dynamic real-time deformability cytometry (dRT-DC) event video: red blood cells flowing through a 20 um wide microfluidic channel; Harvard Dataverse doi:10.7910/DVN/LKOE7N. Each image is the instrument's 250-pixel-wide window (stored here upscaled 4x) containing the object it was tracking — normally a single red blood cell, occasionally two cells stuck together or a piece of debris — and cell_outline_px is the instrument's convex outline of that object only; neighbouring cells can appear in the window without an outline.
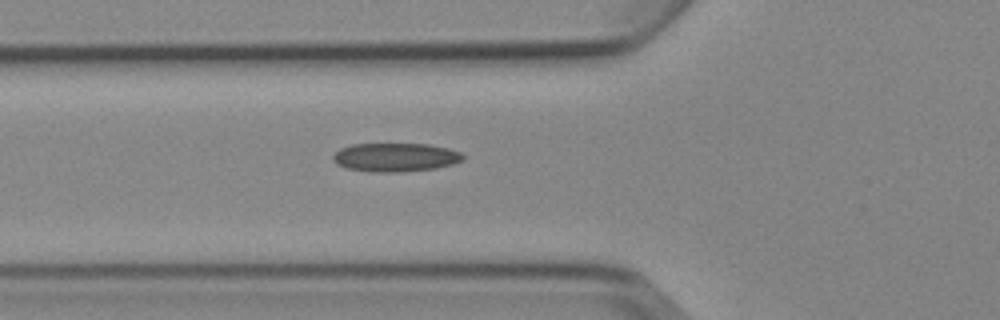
{"species": "Egyptian fruit bat (a non-hibernating species)", "species_latin": "Rousettus aegyptiacus", "temperature_condition": "cold", "stored_images_in_passage": 5, "camera_frame_rate_fps": 3000, "um_per_image_px": 0.085, "animal": {"sex": "female"}, "frame": {"image": 1, "passage_image": 5, "time_ms": 5.667, "image_size_px": [1000, 320], "cell_outline_px": [[464, 160], [452, 164], [436, 168], [400, 172], [376, 172], [348, 168], [336, 164], [332, 160], [332, 156], [340, 148], [352, 144], [428, 144], [448, 148], [460, 152], [464, 156]], "centroid_in_image_um": [33.61, 13.36], "position_along_channel_um": 92.2, "area_um2": 21.68}}